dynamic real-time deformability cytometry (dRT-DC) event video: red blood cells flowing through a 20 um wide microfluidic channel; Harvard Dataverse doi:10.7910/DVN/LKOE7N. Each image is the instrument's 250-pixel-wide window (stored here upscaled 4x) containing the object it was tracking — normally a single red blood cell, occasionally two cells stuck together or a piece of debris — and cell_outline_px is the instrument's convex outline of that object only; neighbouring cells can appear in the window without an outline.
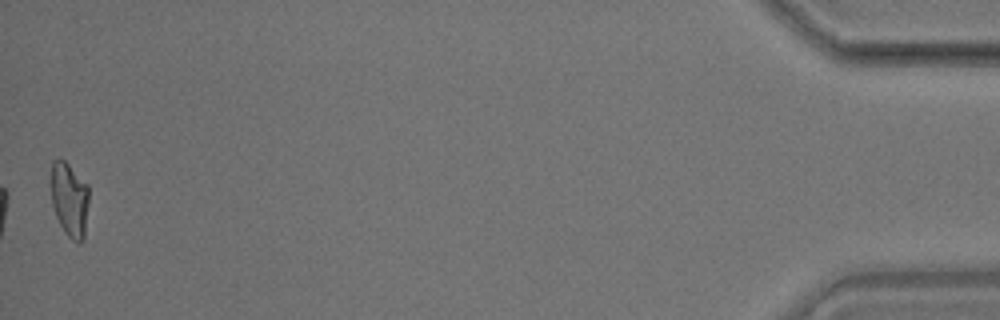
{"species": "common noctule bat (a hibernating species)", "species_latin": "Nyctalus noctula", "temperature_condition": "room temperature", "stored_images_in_passage": 54, "camera_frame_rate_fps": 3000, "um_per_image_px": 0.085, "animal": {"sex": "male", "body_mass_g": 17.9}, "frame": {"image": 1, "passage_image": 54, "time_ms": 17.667, "image_size_px": [1000, 320], "cell_outline_px": [[88, 204], [84, 240], [80, 244], [72, 240], [64, 232], [56, 216], [52, 204], [52, 160], [64, 160], [88, 184]], "centroid_in_image_um": [5.93, 17.0], "position_along_channel_um": 429.3, "area_um2": 16.36}, "authors_computed_cell_mechanics": {"area_um2": 17.2244, "velocity_mm_per_s": 3.6868, "shape_relaxation_time_tau1_ms": null, "shape_relaxation_time_tau2_ms": 2.3273, "deformation_change_tau1": null, "deformation_change_tau2": 0.0942}}